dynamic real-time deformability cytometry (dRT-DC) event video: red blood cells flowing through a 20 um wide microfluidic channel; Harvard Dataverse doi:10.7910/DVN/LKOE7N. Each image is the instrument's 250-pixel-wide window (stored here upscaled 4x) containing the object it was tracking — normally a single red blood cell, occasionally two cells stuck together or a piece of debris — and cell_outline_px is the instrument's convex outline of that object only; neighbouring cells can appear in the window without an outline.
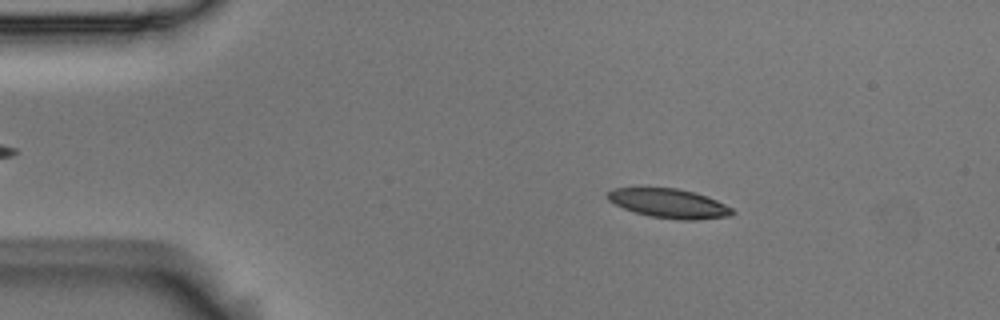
{"species": "Egyptian fruit bat (a non-hibernating species)", "species_latin": "Rousettus aegyptiacus", "temperature_condition": "room temperature", "stored_images_in_passage": 56, "camera_frame_rate_fps": 3000, "um_per_image_px": 0.085, "animal": {"sex": "male"}, "frame": {"image": 1, "passage_image": 9, "time_ms": 2.667, "image_size_px": [1000, 320], "cell_outline_px": [[736, 212], [732, 216], [696, 220], [680, 220], [648, 216], [624, 208], [608, 200], [608, 192], [612, 188], [676, 188], [696, 192], [716, 200], [732, 208]], "centroid_in_image_um": [56.91, 17.3], "position_along_channel_um": 28.1, "area_um2": 21.21}}
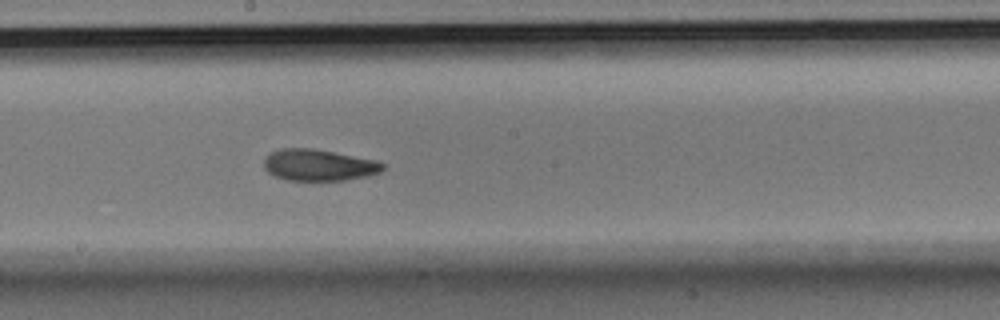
{"frame": {"image": 2, "passage_image": 30, "time_ms": 9.667, "image_size_px": [1000, 320], "cell_outline_px": [[384, 168], [380, 172], [368, 176], [344, 180], [288, 180], [276, 176], [268, 172], [264, 168], [264, 156], [280, 148], [312, 148], [376, 160], [384, 164]], "centroid_in_image_um": [27.08, 14.02], "position_along_channel_um": 221.1, "area_um2": 21.73}}
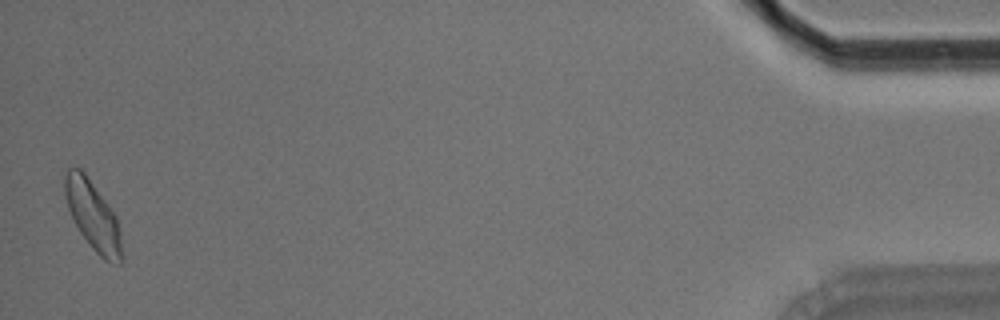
{"frame": {"image": 3, "passage_image": 55, "time_ms": 18.0, "image_size_px": [1000, 320], "cell_outline_px": [[124, 260], [120, 264], [116, 264], [104, 260], [92, 248], [80, 232], [68, 208], [64, 196], [64, 176], [68, 168], [80, 168], [84, 172], [116, 216], [120, 232], [124, 256]], "centroid_in_image_um": [7.92, 18.38], "position_along_channel_um": 427.3, "area_um2": 22.83}, "authors_computed_cell_mechanics": {"area_um2": 21.9351, "velocity_mm_per_s": 3.559, "shape_relaxation_time_tau1_ms": 5.8317, "shape_relaxation_time_tau2_ms": 3.8355, "deformation_change_tau1": 0.1479, "deformation_change_tau2": 0.0967}}